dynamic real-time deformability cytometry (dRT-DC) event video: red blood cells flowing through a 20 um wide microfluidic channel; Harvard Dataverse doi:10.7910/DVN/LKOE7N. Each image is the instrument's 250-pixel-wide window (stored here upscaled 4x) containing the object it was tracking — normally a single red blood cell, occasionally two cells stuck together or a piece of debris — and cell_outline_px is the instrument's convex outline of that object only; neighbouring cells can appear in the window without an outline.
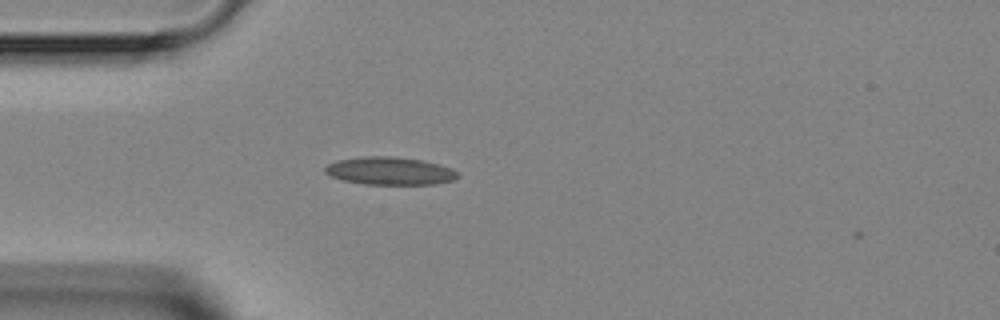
{"species": "Egyptian fruit bat (a non-hibernating species)", "species_latin": "Rousettus aegyptiacus", "temperature_condition": "room temperature", "stored_images_in_passage": 1, "camera_frame_rate_fps": 3000, "um_per_image_px": 0.085, "animal": {"sex": "female"}, "frame": {"image": 1, "passage_image": 1, "time_ms": 0.0, "image_size_px": [1000, 320], "cell_outline_px": [[460, 176], [456, 180], [436, 184], [364, 184], [344, 180], [328, 176], [324, 172], [324, 168], [328, 164], [336, 160], [364, 156], [388, 156], [420, 160], [452, 168]], "centroid_in_image_um": [33.11, 14.53], "position_along_channel_um": 51.9, "area_um2": 21.5}}